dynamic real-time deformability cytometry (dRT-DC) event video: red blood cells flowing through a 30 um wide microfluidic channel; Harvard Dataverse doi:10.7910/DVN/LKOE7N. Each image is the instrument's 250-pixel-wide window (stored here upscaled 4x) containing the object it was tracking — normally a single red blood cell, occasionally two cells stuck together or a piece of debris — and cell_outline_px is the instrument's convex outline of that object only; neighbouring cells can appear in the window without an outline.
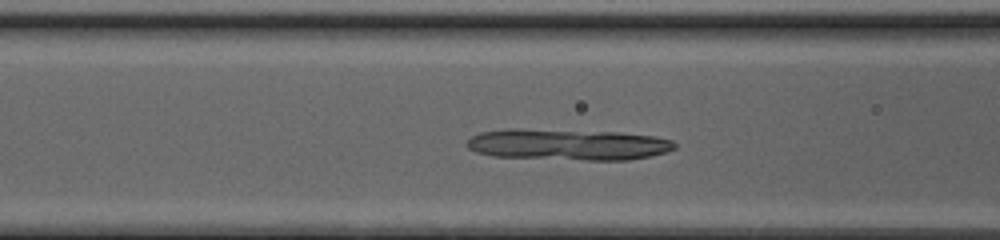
{"species": "common noctule bat (a hibernating species)", "species_latin": "Nyctalus noctula", "temperature_condition": "cold", "stored_images_in_passage": 45, "camera_frame_rate_fps": 3000, "um_per_image_px": 0.085, "animal": {"sex": "female", "body_mass_g": 20.0, "forearm_length_mm": 54.0}, "frame": {"image": 1, "passage_image": 15, "time_ms": 4.667, "image_size_px": [1000, 240], "cell_outline_px": [[676, 144], [672, 148], [664, 152], [644, 156], [620, 160], [600, 160], [500, 156], [480, 152], [472, 148], [468, 144], [468, 140], [484, 132], [560, 132], [648, 136], [668, 140]], "centroid_in_image_um": [48.33, 12.36], "position_along_channel_um": 118.3, "area_um2": 33.41}}
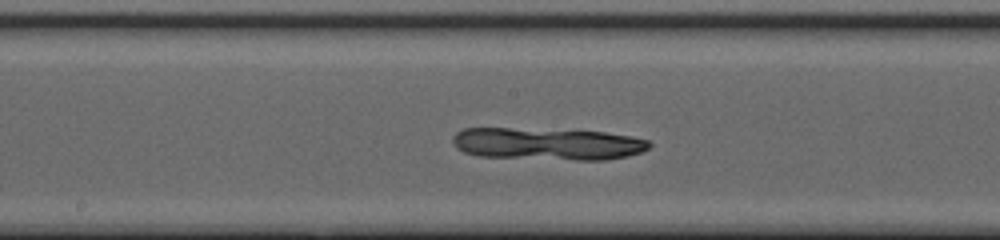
{"frame": {"image": 2, "passage_image": 21, "time_ms": 6.667, "image_size_px": [1000, 240], "cell_outline_px": [[648, 148], [624, 156], [488, 156], [468, 152], [460, 148], [456, 144], [456, 136], [460, 132], [468, 128], [504, 128], [600, 132], [648, 140]], "centroid_in_image_um": [46.43, 12.15], "position_along_channel_um": 201.8, "area_um2": 32.77}}
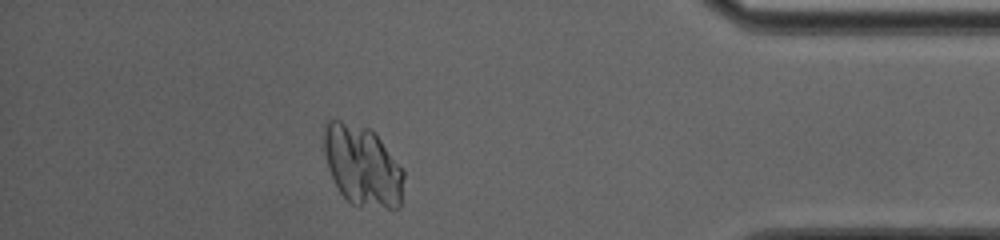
{"frame": {"image": 3, "passage_image": 38, "time_ms": 12.333, "image_size_px": [1000, 240], "cell_outline_px": [[404, 172], [400, 204], [360, 204], [348, 200], [340, 192], [336, 184], [328, 164], [328, 124], [332, 120], [372, 132], [376, 136]], "centroid_in_image_um": [30.85, 14.13], "position_along_channel_um": 404.3, "area_um2": 33.76}}